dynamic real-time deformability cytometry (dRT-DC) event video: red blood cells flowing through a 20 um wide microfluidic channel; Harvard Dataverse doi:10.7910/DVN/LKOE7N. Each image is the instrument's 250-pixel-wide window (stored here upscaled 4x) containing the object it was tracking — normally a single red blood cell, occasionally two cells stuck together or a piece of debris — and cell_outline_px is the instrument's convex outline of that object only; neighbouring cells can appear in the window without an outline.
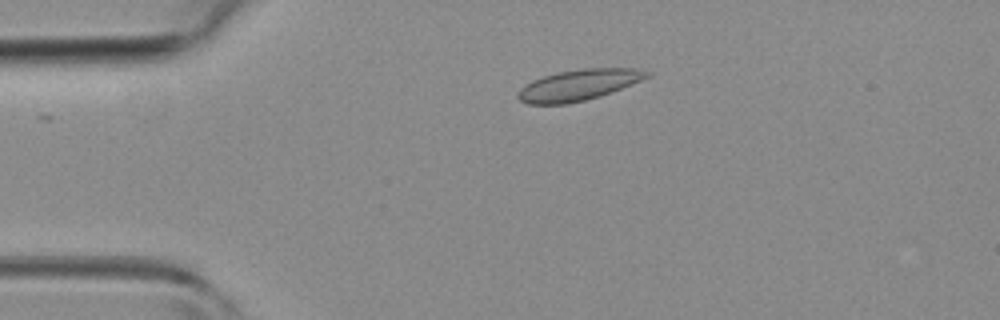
{"species": "common noctule bat (a hibernating species)", "species_latin": "Nyctalus noctula", "temperature_condition": "room temperature", "stored_images_in_passage": 3, "camera_frame_rate_fps": 3000, "um_per_image_px": 0.085, "animal": {"sex": "female", "body_mass_g": 19.3, "forearm_length_mm": 54.1}, "frame": {"image": 1, "passage_image": 2, "time_ms": 1.333, "image_size_px": [1000, 320], "cell_outline_px": [[652, 72], [648, 76], [640, 80], [612, 92], [600, 96], [568, 104], [528, 104], [520, 100], [516, 96], [516, 92], [524, 84], [532, 80], [544, 76], [560, 72], [584, 68], [636, 68]], "centroid_in_image_um": [49.13, 7.23], "position_along_channel_um": 35.9, "area_um2": 23.18}}